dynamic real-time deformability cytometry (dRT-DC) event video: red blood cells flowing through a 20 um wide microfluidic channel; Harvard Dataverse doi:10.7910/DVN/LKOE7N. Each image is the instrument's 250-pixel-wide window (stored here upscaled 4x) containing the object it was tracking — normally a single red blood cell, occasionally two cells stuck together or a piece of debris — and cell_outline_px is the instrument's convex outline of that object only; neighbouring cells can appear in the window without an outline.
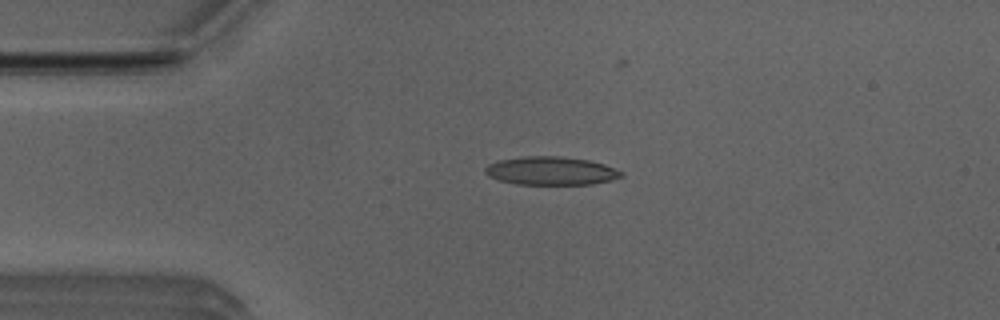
{"species": "Egyptian fruit bat (a non-hibernating species)", "species_latin": "Rousettus aegyptiacus", "temperature_condition": "room temperature", "stored_images_in_passage": 9, "camera_frame_rate_fps": 3000, "um_per_image_px": 0.085, "animal": {"sex": "male"}, "frame": {"image": 1, "passage_image": 4, "time_ms": 1.0, "image_size_px": [1000, 320], "cell_outline_px": [[624, 176], [612, 180], [592, 184], [516, 184], [500, 180], [488, 176], [484, 172], [484, 168], [488, 164], [500, 160], [524, 156], [560, 156], [588, 160], [604, 164], [624, 172]], "centroid_in_image_um": [46.85, 14.52], "position_along_channel_um": 38.2, "area_um2": 22.48}}